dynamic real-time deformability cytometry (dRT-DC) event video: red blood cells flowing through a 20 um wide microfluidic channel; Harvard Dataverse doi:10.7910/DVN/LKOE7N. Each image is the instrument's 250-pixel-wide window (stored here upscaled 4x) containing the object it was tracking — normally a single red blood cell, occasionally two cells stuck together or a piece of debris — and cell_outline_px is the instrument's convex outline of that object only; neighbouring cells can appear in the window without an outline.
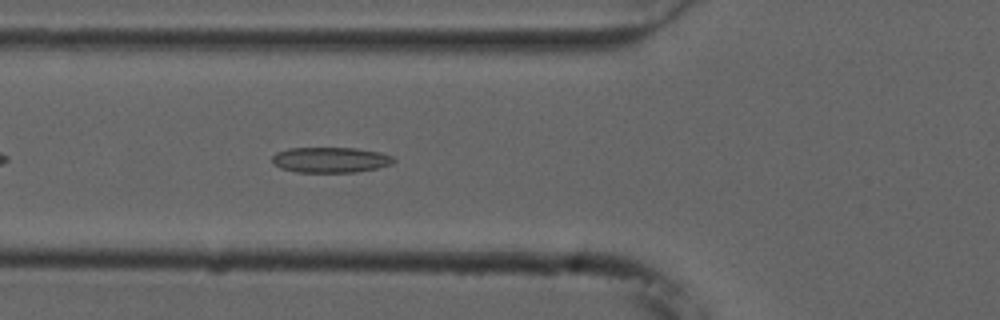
{"species": "common noctule bat (a hibernating species)", "species_latin": "Nyctalus noctula", "temperature_condition": "cold", "stored_images_in_passage": 42, "camera_frame_rate_fps": 3000, "um_per_image_px": 0.085, "animal": {"sex": "male", "forearm_length_mm": 52.5}, "frame": {"image": 1, "passage_image": 7, "time_ms": 2.0, "image_size_px": [1000, 320], "cell_outline_px": [[396, 160], [392, 164], [376, 168], [356, 172], [296, 172], [280, 168], [272, 164], [272, 156], [276, 152], [288, 148], [356, 148], [380, 152], [392, 156]], "centroid_in_image_um": [28.06, 13.59], "position_along_channel_um": 97.7, "area_um2": 18.15}}
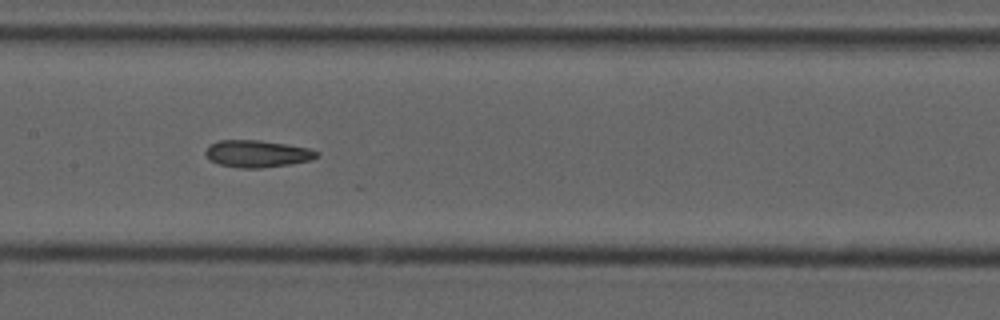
{"frame": {"image": 2, "passage_image": 14, "time_ms": 4.333, "image_size_px": [1000, 320], "cell_outline_px": [[320, 156], [312, 160], [292, 164], [260, 168], [240, 168], [220, 164], [212, 160], [204, 152], [212, 144], [220, 140], [260, 140], [308, 148], [320, 152]], "centroid_in_image_um": [21.94, 13.07], "position_along_channel_um": 185.5, "area_um2": 17.4}}
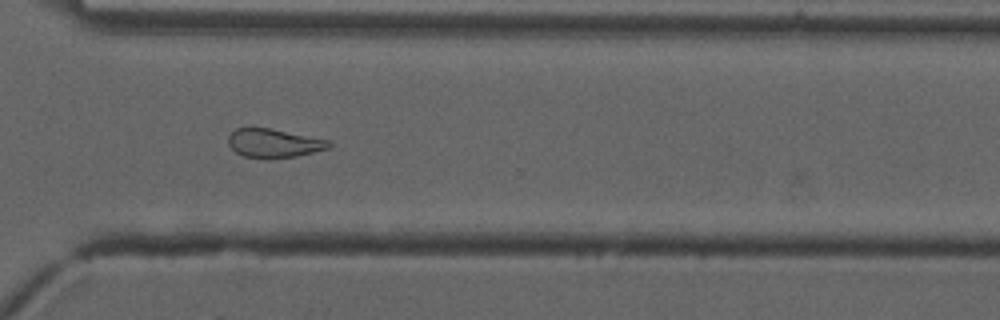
{"frame": {"image": 3, "passage_image": 27, "time_ms": 8.667, "image_size_px": [1000, 320], "cell_outline_px": [[332, 144], [328, 148], [296, 156], [244, 156], [236, 152], [228, 144], [228, 136], [236, 128], [268, 128], [332, 140]], "centroid_in_image_um": [23.3, 12.13], "position_along_channel_um": 347.3, "area_um2": 16.24}, "authors_computed_cell_mechanics": {"area_um2": 18.0047, "velocity_mm_per_s": 3.7419, "shape_relaxation_time_tau1_ms": null, "shape_relaxation_time_tau2_ms": 4.5983, "deformation_change_tau1": null, "deformation_change_tau2": 0.128}}